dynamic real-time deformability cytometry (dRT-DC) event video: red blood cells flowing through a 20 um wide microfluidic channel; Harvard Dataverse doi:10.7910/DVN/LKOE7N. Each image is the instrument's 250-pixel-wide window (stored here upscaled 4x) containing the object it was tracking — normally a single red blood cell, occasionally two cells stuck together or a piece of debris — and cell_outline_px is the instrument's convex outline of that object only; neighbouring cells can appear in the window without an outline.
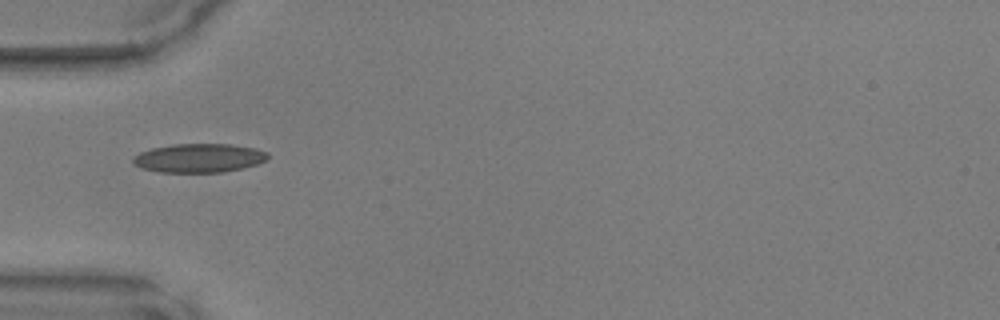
{"species": "common noctule bat (a hibernating species)", "species_latin": "Nyctalus noctula", "temperature_condition": "warm", "stored_images_in_passage": 33, "camera_frame_rate_fps": 3000, "um_per_image_px": 0.085, "animal": {"sex": "male", "body_mass_g": 17.9, "forearm_length_mm": 54.2}, "frame": {"image": 1, "passage_image": 1, "time_ms": 0.0, "image_size_px": [1000, 320], "cell_outline_px": [[268, 160], [244, 168], [224, 172], [160, 172], [140, 168], [132, 164], [132, 160], [140, 152], [152, 148], [172, 144], [232, 144], [256, 148], [268, 152]], "centroid_in_image_um": [16.93, 13.43], "position_along_channel_um": 68.1, "area_um2": 22.83}}
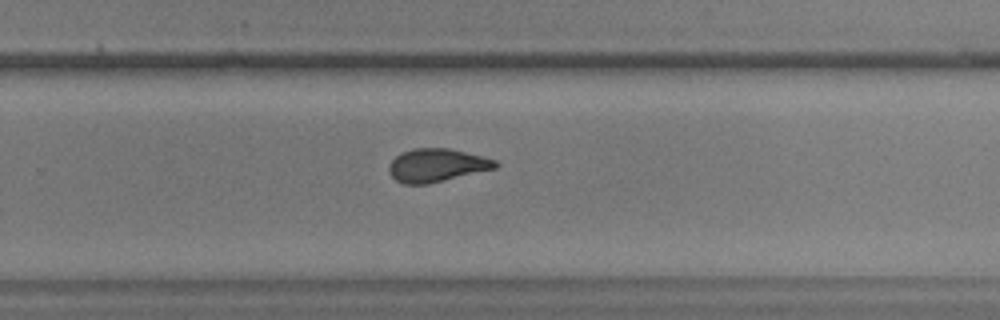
{"frame": {"image": 2, "passage_image": 17, "time_ms": 5.333, "image_size_px": [1000, 320], "cell_outline_px": [[500, 164], [496, 168], [428, 184], [404, 184], [396, 180], [388, 172], [388, 164], [400, 152], [412, 148], [448, 148], [496, 160]], "centroid_in_image_um": [37.08, 14.05], "position_along_channel_um": 292.7, "area_um2": 20.58}}
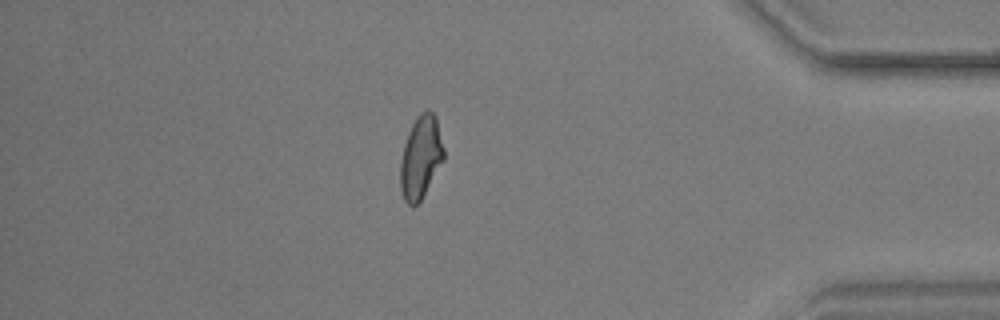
{"frame": {"image": 3, "passage_image": 27, "time_ms": 8.667, "image_size_px": [1000, 320], "cell_outline_px": [[444, 160], [420, 200], [412, 208], [404, 200], [400, 188], [400, 164], [404, 144], [408, 132], [416, 116], [420, 112], [428, 108], [436, 116], [444, 148]], "centroid_in_image_um": [35.76, 13.33], "position_along_channel_um": 399.4, "area_um2": 21.04}}